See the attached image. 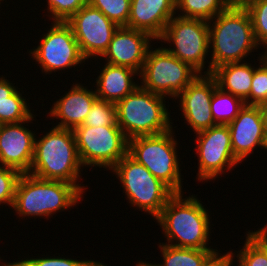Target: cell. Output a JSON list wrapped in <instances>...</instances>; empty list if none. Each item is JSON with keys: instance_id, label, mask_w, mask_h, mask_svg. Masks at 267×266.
<instances>
[{"instance_id": "cell-1", "label": "cell", "mask_w": 267, "mask_h": 266, "mask_svg": "<svg viewBox=\"0 0 267 266\" xmlns=\"http://www.w3.org/2000/svg\"><path fill=\"white\" fill-rule=\"evenodd\" d=\"M184 194L175 193L154 219L166 239L161 243L180 248L217 250L218 247L214 249L209 246L213 229L211 211L203 205L198 195Z\"/></svg>"}, {"instance_id": "cell-2", "label": "cell", "mask_w": 267, "mask_h": 266, "mask_svg": "<svg viewBox=\"0 0 267 266\" xmlns=\"http://www.w3.org/2000/svg\"><path fill=\"white\" fill-rule=\"evenodd\" d=\"M35 137L34 157L29 174L44 179L76 185L84 194L83 165L80 161L73 129L52 128Z\"/></svg>"}, {"instance_id": "cell-3", "label": "cell", "mask_w": 267, "mask_h": 266, "mask_svg": "<svg viewBox=\"0 0 267 266\" xmlns=\"http://www.w3.org/2000/svg\"><path fill=\"white\" fill-rule=\"evenodd\" d=\"M84 193L73 184L57 180H44L22 173L15 188L12 210L18 218L49 219L83 201Z\"/></svg>"}, {"instance_id": "cell-4", "label": "cell", "mask_w": 267, "mask_h": 266, "mask_svg": "<svg viewBox=\"0 0 267 266\" xmlns=\"http://www.w3.org/2000/svg\"><path fill=\"white\" fill-rule=\"evenodd\" d=\"M208 27L211 70L226 63L249 61L252 52L260 49L247 9L227 8L208 21Z\"/></svg>"}, {"instance_id": "cell-5", "label": "cell", "mask_w": 267, "mask_h": 266, "mask_svg": "<svg viewBox=\"0 0 267 266\" xmlns=\"http://www.w3.org/2000/svg\"><path fill=\"white\" fill-rule=\"evenodd\" d=\"M167 97L138 86L131 94L117 102V125L128 139L158 135L173 128L174 122L165 101ZM168 108H167V107Z\"/></svg>"}, {"instance_id": "cell-6", "label": "cell", "mask_w": 267, "mask_h": 266, "mask_svg": "<svg viewBox=\"0 0 267 266\" xmlns=\"http://www.w3.org/2000/svg\"><path fill=\"white\" fill-rule=\"evenodd\" d=\"M176 127L158 135L130 138L128 155L144 165L153 176L166 184L174 193H184V175L181 174L182 169H180L183 161L178 155L180 147L175 135Z\"/></svg>"}, {"instance_id": "cell-7", "label": "cell", "mask_w": 267, "mask_h": 266, "mask_svg": "<svg viewBox=\"0 0 267 266\" xmlns=\"http://www.w3.org/2000/svg\"><path fill=\"white\" fill-rule=\"evenodd\" d=\"M120 181L127 204L155 219L175 194L142 164L128 154L110 170Z\"/></svg>"}, {"instance_id": "cell-8", "label": "cell", "mask_w": 267, "mask_h": 266, "mask_svg": "<svg viewBox=\"0 0 267 266\" xmlns=\"http://www.w3.org/2000/svg\"><path fill=\"white\" fill-rule=\"evenodd\" d=\"M160 44L159 47L152 45L149 48L144 66L139 73V86L169 98V105V100H174L183 92L199 73Z\"/></svg>"}, {"instance_id": "cell-9", "label": "cell", "mask_w": 267, "mask_h": 266, "mask_svg": "<svg viewBox=\"0 0 267 266\" xmlns=\"http://www.w3.org/2000/svg\"><path fill=\"white\" fill-rule=\"evenodd\" d=\"M158 41L164 42L162 45L172 55L188 63L199 74L212 73L211 61H209L208 21L175 15L166 25ZM166 43L169 47L165 45Z\"/></svg>"}, {"instance_id": "cell-10", "label": "cell", "mask_w": 267, "mask_h": 266, "mask_svg": "<svg viewBox=\"0 0 267 266\" xmlns=\"http://www.w3.org/2000/svg\"><path fill=\"white\" fill-rule=\"evenodd\" d=\"M51 22L48 26L50 29L45 28L46 32L39 37L37 46L27 50L32 61L41 68V73L50 75L61 71L60 73L63 74L62 71L66 73L65 70L72 69V67L79 71L78 68H83L85 62L88 65L89 62L81 53L71 27L62 21Z\"/></svg>"}, {"instance_id": "cell-11", "label": "cell", "mask_w": 267, "mask_h": 266, "mask_svg": "<svg viewBox=\"0 0 267 266\" xmlns=\"http://www.w3.org/2000/svg\"><path fill=\"white\" fill-rule=\"evenodd\" d=\"M73 132L84 168L103 167L108 171L128 154L129 139L119 126H77Z\"/></svg>"}, {"instance_id": "cell-12", "label": "cell", "mask_w": 267, "mask_h": 266, "mask_svg": "<svg viewBox=\"0 0 267 266\" xmlns=\"http://www.w3.org/2000/svg\"><path fill=\"white\" fill-rule=\"evenodd\" d=\"M194 134L196 147L193 149L195 155H198V173L195 177L197 181L214 183L223 174L239 167L240 162L235 158L231 147L228 125L217 124Z\"/></svg>"}, {"instance_id": "cell-13", "label": "cell", "mask_w": 267, "mask_h": 266, "mask_svg": "<svg viewBox=\"0 0 267 266\" xmlns=\"http://www.w3.org/2000/svg\"><path fill=\"white\" fill-rule=\"evenodd\" d=\"M66 23L71 27L81 53L89 62L97 61L108 49L118 25L100 10L86 3Z\"/></svg>"}, {"instance_id": "cell-14", "label": "cell", "mask_w": 267, "mask_h": 266, "mask_svg": "<svg viewBox=\"0 0 267 266\" xmlns=\"http://www.w3.org/2000/svg\"><path fill=\"white\" fill-rule=\"evenodd\" d=\"M216 81L211 74H198V76L181 92L174 102L178 101L179 116L184 118L190 132L197 133L217 125L211 113V101ZM176 100V101H175Z\"/></svg>"}, {"instance_id": "cell-15", "label": "cell", "mask_w": 267, "mask_h": 266, "mask_svg": "<svg viewBox=\"0 0 267 266\" xmlns=\"http://www.w3.org/2000/svg\"><path fill=\"white\" fill-rule=\"evenodd\" d=\"M32 121L36 122L34 114L23 122L2 125L0 129V165L14 168L21 174L29 173L37 134L28 127L29 123L35 124Z\"/></svg>"}, {"instance_id": "cell-16", "label": "cell", "mask_w": 267, "mask_h": 266, "mask_svg": "<svg viewBox=\"0 0 267 266\" xmlns=\"http://www.w3.org/2000/svg\"><path fill=\"white\" fill-rule=\"evenodd\" d=\"M154 41L146 32L120 26L99 61L103 59L105 63L129 67L140 73L149 48L157 43Z\"/></svg>"}, {"instance_id": "cell-17", "label": "cell", "mask_w": 267, "mask_h": 266, "mask_svg": "<svg viewBox=\"0 0 267 266\" xmlns=\"http://www.w3.org/2000/svg\"><path fill=\"white\" fill-rule=\"evenodd\" d=\"M228 126L233 154L243 164L262 146L265 128L259 106L245 104Z\"/></svg>"}, {"instance_id": "cell-18", "label": "cell", "mask_w": 267, "mask_h": 266, "mask_svg": "<svg viewBox=\"0 0 267 266\" xmlns=\"http://www.w3.org/2000/svg\"><path fill=\"white\" fill-rule=\"evenodd\" d=\"M77 82V83H76ZM72 84L64 95L53 101V105L46 110L49 120H56L53 124L58 128L74 129L82 125L93 103L98 99L93 86H84L85 83L78 82ZM49 111V112H48ZM59 120V122H57Z\"/></svg>"}, {"instance_id": "cell-19", "label": "cell", "mask_w": 267, "mask_h": 266, "mask_svg": "<svg viewBox=\"0 0 267 266\" xmlns=\"http://www.w3.org/2000/svg\"><path fill=\"white\" fill-rule=\"evenodd\" d=\"M176 0H131L128 28L143 31L157 42L176 15Z\"/></svg>"}, {"instance_id": "cell-20", "label": "cell", "mask_w": 267, "mask_h": 266, "mask_svg": "<svg viewBox=\"0 0 267 266\" xmlns=\"http://www.w3.org/2000/svg\"><path fill=\"white\" fill-rule=\"evenodd\" d=\"M103 63L92 85L98 99L116 104L139 86V73L129 67Z\"/></svg>"}, {"instance_id": "cell-21", "label": "cell", "mask_w": 267, "mask_h": 266, "mask_svg": "<svg viewBox=\"0 0 267 266\" xmlns=\"http://www.w3.org/2000/svg\"><path fill=\"white\" fill-rule=\"evenodd\" d=\"M253 57L254 65L245 62L222 64L212 70L217 87L232 95L245 100L250 95L252 79L255 70L256 60Z\"/></svg>"}, {"instance_id": "cell-22", "label": "cell", "mask_w": 267, "mask_h": 266, "mask_svg": "<svg viewBox=\"0 0 267 266\" xmlns=\"http://www.w3.org/2000/svg\"><path fill=\"white\" fill-rule=\"evenodd\" d=\"M244 237L242 248L239 246L235 252L229 249L232 263H237L236 266H267V223L258 230L246 231Z\"/></svg>"}, {"instance_id": "cell-23", "label": "cell", "mask_w": 267, "mask_h": 266, "mask_svg": "<svg viewBox=\"0 0 267 266\" xmlns=\"http://www.w3.org/2000/svg\"><path fill=\"white\" fill-rule=\"evenodd\" d=\"M162 261L155 266H203L218 250L180 248L158 242Z\"/></svg>"}, {"instance_id": "cell-24", "label": "cell", "mask_w": 267, "mask_h": 266, "mask_svg": "<svg viewBox=\"0 0 267 266\" xmlns=\"http://www.w3.org/2000/svg\"><path fill=\"white\" fill-rule=\"evenodd\" d=\"M225 0H176L175 14L182 18L212 20L227 9Z\"/></svg>"}, {"instance_id": "cell-25", "label": "cell", "mask_w": 267, "mask_h": 266, "mask_svg": "<svg viewBox=\"0 0 267 266\" xmlns=\"http://www.w3.org/2000/svg\"><path fill=\"white\" fill-rule=\"evenodd\" d=\"M245 101L238 96L216 87L211 101V113L216 124L228 125L244 107Z\"/></svg>"}, {"instance_id": "cell-26", "label": "cell", "mask_w": 267, "mask_h": 266, "mask_svg": "<svg viewBox=\"0 0 267 266\" xmlns=\"http://www.w3.org/2000/svg\"><path fill=\"white\" fill-rule=\"evenodd\" d=\"M21 89L17 88L8 96V100L0 102V122L2 124L20 123L29 119L34 114L35 110L29 105L33 104L29 103L30 97L26 98L27 95H25L23 88Z\"/></svg>"}, {"instance_id": "cell-27", "label": "cell", "mask_w": 267, "mask_h": 266, "mask_svg": "<svg viewBox=\"0 0 267 266\" xmlns=\"http://www.w3.org/2000/svg\"><path fill=\"white\" fill-rule=\"evenodd\" d=\"M38 256L32 257H24L21 260H16L21 266H107L108 264L103 263L104 261H98V260H88V259H74L72 257L68 258L64 257L63 255L53 256L48 255L47 257L43 254L42 257L39 256V254H36ZM45 256V257H43ZM63 256V257H62ZM109 266V265H108Z\"/></svg>"}, {"instance_id": "cell-28", "label": "cell", "mask_w": 267, "mask_h": 266, "mask_svg": "<svg viewBox=\"0 0 267 266\" xmlns=\"http://www.w3.org/2000/svg\"><path fill=\"white\" fill-rule=\"evenodd\" d=\"M87 3L100 10L119 27L127 26L131 0H87Z\"/></svg>"}, {"instance_id": "cell-29", "label": "cell", "mask_w": 267, "mask_h": 266, "mask_svg": "<svg viewBox=\"0 0 267 266\" xmlns=\"http://www.w3.org/2000/svg\"><path fill=\"white\" fill-rule=\"evenodd\" d=\"M79 126H118L116 105L112 102L97 99L89 110L83 124Z\"/></svg>"}, {"instance_id": "cell-30", "label": "cell", "mask_w": 267, "mask_h": 266, "mask_svg": "<svg viewBox=\"0 0 267 266\" xmlns=\"http://www.w3.org/2000/svg\"><path fill=\"white\" fill-rule=\"evenodd\" d=\"M256 55H260L256 61L259 64L254 70L250 95L244 101L246 105L260 106L267 102V62L262 53Z\"/></svg>"}, {"instance_id": "cell-31", "label": "cell", "mask_w": 267, "mask_h": 266, "mask_svg": "<svg viewBox=\"0 0 267 266\" xmlns=\"http://www.w3.org/2000/svg\"><path fill=\"white\" fill-rule=\"evenodd\" d=\"M255 40L261 50L267 46V0H258L247 8Z\"/></svg>"}, {"instance_id": "cell-32", "label": "cell", "mask_w": 267, "mask_h": 266, "mask_svg": "<svg viewBox=\"0 0 267 266\" xmlns=\"http://www.w3.org/2000/svg\"><path fill=\"white\" fill-rule=\"evenodd\" d=\"M46 3L47 13L44 16L52 21L66 22L87 3V0H46Z\"/></svg>"}, {"instance_id": "cell-33", "label": "cell", "mask_w": 267, "mask_h": 266, "mask_svg": "<svg viewBox=\"0 0 267 266\" xmlns=\"http://www.w3.org/2000/svg\"><path fill=\"white\" fill-rule=\"evenodd\" d=\"M21 173L11 167L0 165V206L12 208L15 188Z\"/></svg>"}, {"instance_id": "cell-34", "label": "cell", "mask_w": 267, "mask_h": 266, "mask_svg": "<svg viewBox=\"0 0 267 266\" xmlns=\"http://www.w3.org/2000/svg\"><path fill=\"white\" fill-rule=\"evenodd\" d=\"M215 253L203 266H231L232 260L229 251Z\"/></svg>"}, {"instance_id": "cell-35", "label": "cell", "mask_w": 267, "mask_h": 266, "mask_svg": "<svg viewBox=\"0 0 267 266\" xmlns=\"http://www.w3.org/2000/svg\"><path fill=\"white\" fill-rule=\"evenodd\" d=\"M1 75L0 76V102L4 100H8V96H10L18 87L17 83H12L13 81H9L7 76Z\"/></svg>"}, {"instance_id": "cell-36", "label": "cell", "mask_w": 267, "mask_h": 266, "mask_svg": "<svg viewBox=\"0 0 267 266\" xmlns=\"http://www.w3.org/2000/svg\"><path fill=\"white\" fill-rule=\"evenodd\" d=\"M257 1L258 0H225V3L228 8L247 9L251 4Z\"/></svg>"}, {"instance_id": "cell-37", "label": "cell", "mask_w": 267, "mask_h": 266, "mask_svg": "<svg viewBox=\"0 0 267 266\" xmlns=\"http://www.w3.org/2000/svg\"><path fill=\"white\" fill-rule=\"evenodd\" d=\"M261 114H262V118H263V123H264V128L265 130H267V102L261 104L259 106Z\"/></svg>"}, {"instance_id": "cell-38", "label": "cell", "mask_w": 267, "mask_h": 266, "mask_svg": "<svg viewBox=\"0 0 267 266\" xmlns=\"http://www.w3.org/2000/svg\"><path fill=\"white\" fill-rule=\"evenodd\" d=\"M2 261V262H1ZM0 266H21L17 261H14L13 262H7V259L6 260H3V258H0Z\"/></svg>"}, {"instance_id": "cell-39", "label": "cell", "mask_w": 267, "mask_h": 266, "mask_svg": "<svg viewBox=\"0 0 267 266\" xmlns=\"http://www.w3.org/2000/svg\"><path fill=\"white\" fill-rule=\"evenodd\" d=\"M261 149L267 151V130L264 131V136H263V141H262V146Z\"/></svg>"}, {"instance_id": "cell-40", "label": "cell", "mask_w": 267, "mask_h": 266, "mask_svg": "<svg viewBox=\"0 0 267 266\" xmlns=\"http://www.w3.org/2000/svg\"><path fill=\"white\" fill-rule=\"evenodd\" d=\"M135 262H137V263H135L136 264L135 266H155L154 263L146 262V260L142 261L140 259L139 262H138V260Z\"/></svg>"}, {"instance_id": "cell-41", "label": "cell", "mask_w": 267, "mask_h": 266, "mask_svg": "<svg viewBox=\"0 0 267 266\" xmlns=\"http://www.w3.org/2000/svg\"><path fill=\"white\" fill-rule=\"evenodd\" d=\"M262 57L267 62V46L263 48Z\"/></svg>"}, {"instance_id": "cell-42", "label": "cell", "mask_w": 267, "mask_h": 266, "mask_svg": "<svg viewBox=\"0 0 267 266\" xmlns=\"http://www.w3.org/2000/svg\"><path fill=\"white\" fill-rule=\"evenodd\" d=\"M3 1H5V2H6V0H0V5H1V3H3ZM0 8H2V7L0 6Z\"/></svg>"}]
</instances>
